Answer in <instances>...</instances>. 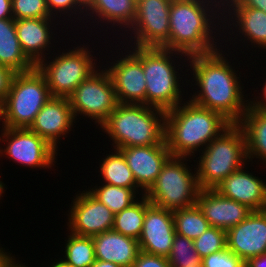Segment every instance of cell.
Instances as JSON below:
<instances>
[{
	"label": "cell",
	"instance_id": "cell-32",
	"mask_svg": "<svg viewBox=\"0 0 266 267\" xmlns=\"http://www.w3.org/2000/svg\"><path fill=\"white\" fill-rule=\"evenodd\" d=\"M46 2L48 10L54 18L62 22L67 29L70 27L72 32L79 34V30L84 25L86 9L77 0H46Z\"/></svg>",
	"mask_w": 266,
	"mask_h": 267
},
{
	"label": "cell",
	"instance_id": "cell-36",
	"mask_svg": "<svg viewBox=\"0 0 266 267\" xmlns=\"http://www.w3.org/2000/svg\"><path fill=\"white\" fill-rule=\"evenodd\" d=\"M201 262L203 267H245V262L227 248L204 257Z\"/></svg>",
	"mask_w": 266,
	"mask_h": 267
},
{
	"label": "cell",
	"instance_id": "cell-24",
	"mask_svg": "<svg viewBox=\"0 0 266 267\" xmlns=\"http://www.w3.org/2000/svg\"><path fill=\"white\" fill-rule=\"evenodd\" d=\"M97 260L112 262L121 267H132L139 252L138 240L109 230L92 236Z\"/></svg>",
	"mask_w": 266,
	"mask_h": 267
},
{
	"label": "cell",
	"instance_id": "cell-44",
	"mask_svg": "<svg viewBox=\"0 0 266 267\" xmlns=\"http://www.w3.org/2000/svg\"><path fill=\"white\" fill-rule=\"evenodd\" d=\"M56 261V262H55ZM50 265H46V267H76L75 265H72L67 262H62L59 258H54V261L49 263Z\"/></svg>",
	"mask_w": 266,
	"mask_h": 267
},
{
	"label": "cell",
	"instance_id": "cell-11",
	"mask_svg": "<svg viewBox=\"0 0 266 267\" xmlns=\"http://www.w3.org/2000/svg\"><path fill=\"white\" fill-rule=\"evenodd\" d=\"M102 39L104 40V42H102V45L104 43L106 44L104 45L105 48L102 47L103 52L108 54V55L103 54L102 52V55H103V57H101L102 65L108 71L109 75L112 78V82H113V85L116 91V97H117L118 103L146 105V81H145V75L143 72L142 62L125 45L122 44L121 46V43L118 42L117 44V41L112 42V40L107 41L104 38ZM112 44L115 45V49ZM108 48H110L109 53L107 50ZM104 49H106L107 52L104 51ZM112 49L114 51H112ZM121 49H124V50H121ZM115 52L117 53V55ZM106 56L108 58H106ZM103 58H104V61H103ZM108 59L110 60L107 61ZM104 63H107V64H104Z\"/></svg>",
	"mask_w": 266,
	"mask_h": 267
},
{
	"label": "cell",
	"instance_id": "cell-49",
	"mask_svg": "<svg viewBox=\"0 0 266 267\" xmlns=\"http://www.w3.org/2000/svg\"><path fill=\"white\" fill-rule=\"evenodd\" d=\"M185 267H203V265H202V262H199L197 264H193V265L185 266Z\"/></svg>",
	"mask_w": 266,
	"mask_h": 267
},
{
	"label": "cell",
	"instance_id": "cell-41",
	"mask_svg": "<svg viewBox=\"0 0 266 267\" xmlns=\"http://www.w3.org/2000/svg\"><path fill=\"white\" fill-rule=\"evenodd\" d=\"M0 19H13L11 0H0Z\"/></svg>",
	"mask_w": 266,
	"mask_h": 267
},
{
	"label": "cell",
	"instance_id": "cell-25",
	"mask_svg": "<svg viewBox=\"0 0 266 267\" xmlns=\"http://www.w3.org/2000/svg\"><path fill=\"white\" fill-rule=\"evenodd\" d=\"M246 137L247 157L249 167L266 166V111L253 109L249 106L241 121L238 123ZM254 159V161H253ZM256 159V160H255ZM255 162V163H254Z\"/></svg>",
	"mask_w": 266,
	"mask_h": 267
},
{
	"label": "cell",
	"instance_id": "cell-39",
	"mask_svg": "<svg viewBox=\"0 0 266 267\" xmlns=\"http://www.w3.org/2000/svg\"><path fill=\"white\" fill-rule=\"evenodd\" d=\"M15 72L4 66H0V101L3 102L10 89L11 81Z\"/></svg>",
	"mask_w": 266,
	"mask_h": 267
},
{
	"label": "cell",
	"instance_id": "cell-3",
	"mask_svg": "<svg viewBox=\"0 0 266 267\" xmlns=\"http://www.w3.org/2000/svg\"><path fill=\"white\" fill-rule=\"evenodd\" d=\"M126 47L142 62L147 106L168 111L188 99L189 56L159 47Z\"/></svg>",
	"mask_w": 266,
	"mask_h": 267
},
{
	"label": "cell",
	"instance_id": "cell-31",
	"mask_svg": "<svg viewBox=\"0 0 266 267\" xmlns=\"http://www.w3.org/2000/svg\"><path fill=\"white\" fill-rule=\"evenodd\" d=\"M173 217L176 233L193 241L210 227L197 204L173 211Z\"/></svg>",
	"mask_w": 266,
	"mask_h": 267
},
{
	"label": "cell",
	"instance_id": "cell-23",
	"mask_svg": "<svg viewBox=\"0 0 266 267\" xmlns=\"http://www.w3.org/2000/svg\"><path fill=\"white\" fill-rule=\"evenodd\" d=\"M196 204L210 227L225 231L244 221L253 211L245 204L220 195L214 189H200Z\"/></svg>",
	"mask_w": 266,
	"mask_h": 267
},
{
	"label": "cell",
	"instance_id": "cell-28",
	"mask_svg": "<svg viewBox=\"0 0 266 267\" xmlns=\"http://www.w3.org/2000/svg\"><path fill=\"white\" fill-rule=\"evenodd\" d=\"M65 235V242H62L65 244H62L64 246L60 250L63 257L61 255L59 259L76 267H92L96 260L92 237L78 236L69 231Z\"/></svg>",
	"mask_w": 266,
	"mask_h": 267
},
{
	"label": "cell",
	"instance_id": "cell-18",
	"mask_svg": "<svg viewBox=\"0 0 266 267\" xmlns=\"http://www.w3.org/2000/svg\"><path fill=\"white\" fill-rule=\"evenodd\" d=\"M76 123L69 98L51 96L29 129L44 138L57 151H60V141L62 142L63 138L71 136V131L74 133Z\"/></svg>",
	"mask_w": 266,
	"mask_h": 267
},
{
	"label": "cell",
	"instance_id": "cell-20",
	"mask_svg": "<svg viewBox=\"0 0 266 267\" xmlns=\"http://www.w3.org/2000/svg\"><path fill=\"white\" fill-rule=\"evenodd\" d=\"M227 249L245 263L266 254V210L252 211L241 223L226 231Z\"/></svg>",
	"mask_w": 266,
	"mask_h": 267
},
{
	"label": "cell",
	"instance_id": "cell-10",
	"mask_svg": "<svg viewBox=\"0 0 266 267\" xmlns=\"http://www.w3.org/2000/svg\"><path fill=\"white\" fill-rule=\"evenodd\" d=\"M222 36L225 49L242 55H247L252 50L249 60L258 49L257 51L261 52L258 54H261L260 57L263 59L266 52V13L256 8L243 7L237 0H225ZM236 49L241 52H237ZM245 50L248 52H244Z\"/></svg>",
	"mask_w": 266,
	"mask_h": 267
},
{
	"label": "cell",
	"instance_id": "cell-22",
	"mask_svg": "<svg viewBox=\"0 0 266 267\" xmlns=\"http://www.w3.org/2000/svg\"><path fill=\"white\" fill-rule=\"evenodd\" d=\"M131 169L136 184L146 192L172 156L167 144L123 147L118 149Z\"/></svg>",
	"mask_w": 266,
	"mask_h": 267
},
{
	"label": "cell",
	"instance_id": "cell-8",
	"mask_svg": "<svg viewBox=\"0 0 266 267\" xmlns=\"http://www.w3.org/2000/svg\"><path fill=\"white\" fill-rule=\"evenodd\" d=\"M190 159L194 158L171 156L167 160L155 182L144 194L151 204L170 211L196 204L200 187L196 166L189 164L192 162Z\"/></svg>",
	"mask_w": 266,
	"mask_h": 267
},
{
	"label": "cell",
	"instance_id": "cell-34",
	"mask_svg": "<svg viewBox=\"0 0 266 267\" xmlns=\"http://www.w3.org/2000/svg\"><path fill=\"white\" fill-rule=\"evenodd\" d=\"M195 249L200 259L227 248L226 231L209 227L200 237L194 240Z\"/></svg>",
	"mask_w": 266,
	"mask_h": 267
},
{
	"label": "cell",
	"instance_id": "cell-15",
	"mask_svg": "<svg viewBox=\"0 0 266 267\" xmlns=\"http://www.w3.org/2000/svg\"><path fill=\"white\" fill-rule=\"evenodd\" d=\"M135 15L136 3L133 0H94L85 11V20L82 27L83 29H80L81 32L79 34H81V36H83L82 34H84V39L88 40L89 42L91 38L93 39L97 34H100V38H102L103 36L106 40L108 39V41L110 39L113 41L120 39L121 35H123L132 26ZM95 27L97 30L95 29ZM108 34H110L109 36H113L109 37ZM88 35L89 39L87 37Z\"/></svg>",
	"mask_w": 266,
	"mask_h": 267
},
{
	"label": "cell",
	"instance_id": "cell-14",
	"mask_svg": "<svg viewBox=\"0 0 266 267\" xmlns=\"http://www.w3.org/2000/svg\"><path fill=\"white\" fill-rule=\"evenodd\" d=\"M172 0H140L132 26L117 42L126 46L169 49V13ZM123 40V41H122Z\"/></svg>",
	"mask_w": 266,
	"mask_h": 267
},
{
	"label": "cell",
	"instance_id": "cell-35",
	"mask_svg": "<svg viewBox=\"0 0 266 267\" xmlns=\"http://www.w3.org/2000/svg\"><path fill=\"white\" fill-rule=\"evenodd\" d=\"M14 20L19 19H57L54 18L47 7L46 0H11Z\"/></svg>",
	"mask_w": 266,
	"mask_h": 267
},
{
	"label": "cell",
	"instance_id": "cell-40",
	"mask_svg": "<svg viewBox=\"0 0 266 267\" xmlns=\"http://www.w3.org/2000/svg\"><path fill=\"white\" fill-rule=\"evenodd\" d=\"M8 250L9 249L6 250L5 248L2 249V267H28L27 264L23 263L19 258L17 259L15 257L16 255H13Z\"/></svg>",
	"mask_w": 266,
	"mask_h": 267
},
{
	"label": "cell",
	"instance_id": "cell-4",
	"mask_svg": "<svg viewBox=\"0 0 266 267\" xmlns=\"http://www.w3.org/2000/svg\"><path fill=\"white\" fill-rule=\"evenodd\" d=\"M231 124L221 113L187 99L166 111L165 141L172 156L195 159L198 152H202Z\"/></svg>",
	"mask_w": 266,
	"mask_h": 267
},
{
	"label": "cell",
	"instance_id": "cell-13",
	"mask_svg": "<svg viewBox=\"0 0 266 267\" xmlns=\"http://www.w3.org/2000/svg\"><path fill=\"white\" fill-rule=\"evenodd\" d=\"M58 153L44 138L29 128L0 127L1 161L5 157L20 167L52 170L53 167L56 168L58 155L60 156Z\"/></svg>",
	"mask_w": 266,
	"mask_h": 267
},
{
	"label": "cell",
	"instance_id": "cell-2",
	"mask_svg": "<svg viewBox=\"0 0 266 267\" xmlns=\"http://www.w3.org/2000/svg\"><path fill=\"white\" fill-rule=\"evenodd\" d=\"M169 25V50L187 56L211 53L223 46V3L220 0H172Z\"/></svg>",
	"mask_w": 266,
	"mask_h": 267
},
{
	"label": "cell",
	"instance_id": "cell-33",
	"mask_svg": "<svg viewBox=\"0 0 266 267\" xmlns=\"http://www.w3.org/2000/svg\"><path fill=\"white\" fill-rule=\"evenodd\" d=\"M167 259L171 267H185L201 262L194 241L177 233Z\"/></svg>",
	"mask_w": 266,
	"mask_h": 267
},
{
	"label": "cell",
	"instance_id": "cell-30",
	"mask_svg": "<svg viewBox=\"0 0 266 267\" xmlns=\"http://www.w3.org/2000/svg\"><path fill=\"white\" fill-rule=\"evenodd\" d=\"M96 183L94 185L92 182L91 186H88L86 190L99 202L106 205L114 214L126 209L140 197L131 188H123L100 182H98L99 184Z\"/></svg>",
	"mask_w": 266,
	"mask_h": 267
},
{
	"label": "cell",
	"instance_id": "cell-27",
	"mask_svg": "<svg viewBox=\"0 0 266 267\" xmlns=\"http://www.w3.org/2000/svg\"><path fill=\"white\" fill-rule=\"evenodd\" d=\"M112 151V152H111ZM111 151H104L103 158L99 160L98 178L100 183L111 184L123 188L133 189L139 196L145 194V192L136 184L131 169L128 167L127 162L123 154L113 149ZM100 176V177H99Z\"/></svg>",
	"mask_w": 266,
	"mask_h": 267
},
{
	"label": "cell",
	"instance_id": "cell-12",
	"mask_svg": "<svg viewBox=\"0 0 266 267\" xmlns=\"http://www.w3.org/2000/svg\"><path fill=\"white\" fill-rule=\"evenodd\" d=\"M69 100L75 120L89 118L96 124L95 129L119 104L112 78L103 65L76 87Z\"/></svg>",
	"mask_w": 266,
	"mask_h": 267
},
{
	"label": "cell",
	"instance_id": "cell-17",
	"mask_svg": "<svg viewBox=\"0 0 266 267\" xmlns=\"http://www.w3.org/2000/svg\"><path fill=\"white\" fill-rule=\"evenodd\" d=\"M72 199L66 215V231L78 236L92 237L112 230L115 214L86 189H78Z\"/></svg>",
	"mask_w": 266,
	"mask_h": 267
},
{
	"label": "cell",
	"instance_id": "cell-47",
	"mask_svg": "<svg viewBox=\"0 0 266 267\" xmlns=\"http://www.w3.org/2000/svg\"><path fill=\"white\" fill-rule=\"evenodd\" d=\"M85 9H87L94 0H77Z\"/></svg>",
	"mask_w": 266,
	"mask_h": 267
},
{
	"label": "cell",
	"instance_id": "cell-19",
	"mask_svg": "<svg viewBox=\"0 0 266 267\" xmlns=\"http://www.w3.org/2000/svg\"><path fill=\"white\" fill-rule=\"evenodd\" d=\"M173 211L149 204L146 207L142 232L138 239L140 251L167 257L175 238Z\"/></svg>",
	"mask_w": 266,
	"mask_h": 267
},
{
	"label": "cell",
	"instance_id": "cell-21",
	"mask_svg": "<svg viewBox=\"0 0 266 267\" xmlns=\"http://www.w3.org/2000/svg\"><path fill=\"white\" fill-rule=\"evenodd\" d=\"M249 164L251 163L248 162L242 168L230 174L214 190L224 197L245 204L253 211L265 210L266 179L263 180L258 175L256 176L251 169H248Z\"/></svg>",
	"mask_w": 266,
	"mask_h": 267
},
{
	"label": "cell",
	"instance_id": "cell-45",
	"mask_svg": "<svg viewBox=\"0 0 266 267\" xmlns=\"http://www.w3.org/2000/svg\"><path fill=\"white\" fill-rule=\"evenodd\" d=\"M92 267H121L120 265L114 264L112 262L102 261V260H95Z\"/></svg>",
	"mask_w": 266,
	"mask_h": 267
},
{
	"label": "cell",
	"instance_id": "cell-42",
	"mask_svg": "<svg viewBox=\"0 0 266 267\" xmlns=\"http://www.w3.org/2000/svg\"><path fill=\"white\" fill-rule=\"evenodd\" d=\"M243 7L262 10L266 13V0H237Z\"/></svg>",
	"mask_w": 266,
	"mask_h": 267
},
{
	"label": "cell",
	"instance_id": "cell-9",
	"mask_svg": "<svg viewBox=\"0 0 266 267\" xmlns=\"http://www.w3.org/2000/svg\"><path fill=\"white\" fill-rule=\"evenodd\" d=\"M50 97L46 78L37 67L15 73L2 102L3 127L29 128Z\"/></svg>",
	"mask_w": 266,
	"mask_h": 267
},
{
	"label": "cell",
	"instance_id": "cell-29",
	"mask_svg": "<svg viewBox=\"0 0 266 267\" xmlns=\"http://www.w3.org/2000/svg\"><path fill=\"white\" fill-rule=\"evenodd\" d=\"M149 204L150 201L145 195L140 196L129 207L114 215L112 230L138 240Z\"/></svg>",
	"mask_w": 266,
	"mask_h": 267
},
{
	"label": "cell",
	"instance_id": "cell-46",
	"mask_svg": "<svg viewBox=\"0 0 266 267\" xmlns=\"http://www.w3.org/2000/svg\"><path fill=\"white\" fill-rule=\"evenodd\" d=\"M2 173L0 174V178H1ZM3 179H0V200L3 197V193L7 190V185L4 184V181H2ZM6 189V190H5Z\"/></svg>",
	"mask_w": 266,
	"mask_h": 267
},
{
	"label": "cell",
	"instance_id": "cell-7",
	"mask_svg": "<svg viewBox=\"0 0 266 267\" xmlns=\"http://www.w3.org/2000/svg\"><path fill=\"white\" fill-rule=\"evenodd\" d=\"M198 154L193 161L200 189H215L249 162L245 133L238 123H232Z\"/></svg>",
	"mask_w": 266,
	"mask_h": 267
},
{
	"label": "cell",
	"instance_id": "cell-50",
	"mask_svg": "<svg viewBox=\"0 0 266 267\" xmlns=\"http://www.w3.org/2000/svg\"><path fill=\"white\" fill-rule=\"evenodd\" d=\"M0 267H2V250L0 251Z\"/></svg>",
	"mask_w": 266,
	"mask_h": 267
},
{
	"label": "cell",
	"instance_id": "cell-1",
	"mask_svg": "<svg viewBox=\"0 0 266 267\" xmlns=\"http://www.w3.org/2000/svg\"><path fill=\"white\" fill-rule=\"evenodd\" d=\"M235 54L224 49L223 45L208 54L189 56L187 73L188 87H191L188 99L200 107L221 113L231 123L241 121L249 108L248 96L251 94L249 89H244L246 80L241 79L244 76L242 71L238 70V67L242 69L240 64L243 61L238 57L239 54ZM236 61L239 66H236Z\"/></svg>",
	"mask_w": 266,
	"mask_h": 267
},
{
	"label": "cell",
	"instance_id": "cell-16",
	"mask_svg": "<svg viewBox=\"0 0 266 267\" xmlns=\"http://www.w3.org/2000/svg\"><path fill=\"white\" fill-rule=\"evenodd\" d=\"M62 25V22L58 19L36 18L15 20L17 37L22 51L35 66L50 56L55 49H58L60 47L58 45L63 46V43H60L66 40L64 39L65 36H70L72 30L68 31L67 27ZM60 27H62L61 30ZM56 30H59V32ZM65 32L67 33L63 37ZM58 33L62 35H58ZM55 36L58 37V40H56ZM59 36L62 38L60 39Z\"/></svg>",
	"mask_w": 266,
	"mask_h": 267
},
{
	"label": "cell",
	"instance_id": "cell-38",
	"mask_svg": "<svg viewBox=\"0 0 266 267\" xmlns=\"http://www.w3.org/2000/svg\"><path fill=\"white\" fill-rule=\"evenodd\" d=\"M262 68H263V66L261 65V70H262L261 73H263L264 69L266 70V66H265V68H263V69ZM264 74L266 75V73H264ZM265 77L264 78L260 77V79L261 78L263 79V80H261L263 82V84L261 81H258L261 83L260 85H258V86H260L261 89L258 91L254 90L253 91L254 93L251 96H249L250 97L249 98V106L253 109H257V110H261V111H266V78ZM255 93L257 94V96ZM254 94H255V96H254ZM252 96H253V98H251Z\"/></svg>",
	"mask_w": 266,
	"mask_h": 267
},
{
	"label": "cell",
	"instance_id": "cell-5",
	"mask_svg": "<svg viewBox=\"0 0 266 267\" xmlns=\"http://www.w3.org/2000/svg\"><path fill=\"white\" fill-rule=\"evenodd\" d=\"M71 34L73 38H71ZM71 34L69 38H66L68 42H63L65 46H60V48L58 47V50L56 49L50 56L42 60L36 66L46 78V82L52 97L69 98L75 91L76 87L82 81L87 79L93 72H95L100 65H102V60H100L102 58L100 57H102L101 52H103V49L100 51L98 45L95 44L101 41V39H99L100 37L98 35L94 37L95 41L92 40V43L86 41L82 43L81 40L83 39L81 36H79V34H77L78 36H76L75 33ZM73 39L79 41L76 42V40ZM96 39L98 41H96ZM69 41H73L75 46L72 44L70 47ZM65 42H67L68 45ZM88 43L91 45V47ZM61 47H65V49H62ZM66 47H68V49ZM97 50H99L101 56L98 52L96 54ZM94 53L97 55V57L99 56V59Z\"/></svg>",
	"mask_w": 266,
	"mask_h": 267
},
{
	"label": "cell",
	"instance_id": "cell-26",
	"mask_svg": "<svg viewBox=\"0 0 266 267\" xmlns=\"http://www.w3.org/2000/svg\"><path fill=\"white\" fill-rule=\"evenodd\" d=\"M0 66L8 67L15 73L31 71L36 67L22 51L14 19H0Z\"/></svg>",
	"mask_w": 266,
	"mask_h": 267
},
{
	"label": "cell",
	"instance_id": "cell-48",
	"mask_svg": "<svg viewBox=\"0 0 266 267\" xmlns=\"http://www.w3.org/2000/svg\"><path fill=\"white\" fill-rule=\"evenodd\" d=\"M0 126L3 127V112H2V102L0 101Z\"/></svg>",
	"mask_w": 266,
	"mask_h": 267
},
{
	"label": "cell",
	"instance_id": "cell-37",
	"mask_svg": "<svg viewBox=\"0 0 266 267\" xmlns=\"http://www.w3.org/2000/svg\"><path fill=\"white\" fill-rule=\"evenodd\" d=\"M132 267H171L167 257L140 251Z\"/></svg>",
	"mask_w": 266,
	"mask_h": 267
},
{
	"label": "cell",
	"instance_id": "cell-6",
	"mask_svg": "<svg viewBox=\"0 0 266 267\" xmlns=\"http://www.w3.org/2000/svg\"><path fill=\"white\" fill-rule=\"evenodd\" d=\"M166 111L147 105L118 104L99 126L113 149L166 144ZM112 141V142H111Z\"/></svg>",
	"mask_w": 266,
	"mask_h": 267
},
{
	"label": "cell",
	"instance_id": "cell-43",
	"mask_svg": "<svg viewBox=\"0 0 266 267\" xmlns=\"http://www.w3.org/2000/svg\"><path fill=\"white\" fill-rule=\"evenodd\" d=\"M245 267H266V254L251 257L245 263Z\"/></svg>",
	"mask_w": 266,
	"mask_h": 267
}]
</instances>
